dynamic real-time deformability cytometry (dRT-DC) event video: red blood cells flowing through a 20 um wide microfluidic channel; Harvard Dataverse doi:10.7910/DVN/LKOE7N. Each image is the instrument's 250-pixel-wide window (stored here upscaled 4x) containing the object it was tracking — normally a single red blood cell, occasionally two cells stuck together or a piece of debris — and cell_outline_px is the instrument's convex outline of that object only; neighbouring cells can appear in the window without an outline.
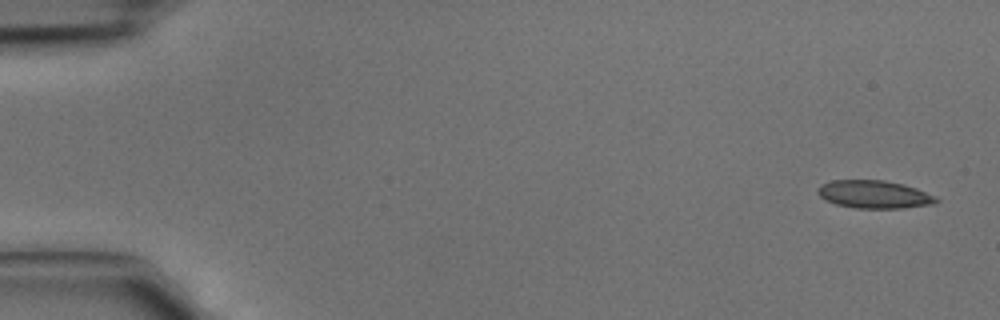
{"species": "common noctule bat (a hibernating species)", "species_latin": "Nyctalus noctula", "temperature_condition": "cold", "stored_images_in_passage": 4, "camera_frame_rate_fps": 3000, "um_per_image_px": 0.085, "animal": {"sex": "male", "body_mass_g": 15.6}, "frame": {"image": 1, "passage_image": 1, "time_ms": 0.0, "image_size_px": [1000, 320], "cell_outline_px": [[940, 200], [932, 204], [904, 208], [856, 208], [836, 204], [820, 196], [816, 192], [816, 188], [820, 184], [832, 180], [884, 180], [904, 184], [916, 188], [936, 196]], "centroid_in_image_um": [74.3, 16.51], "position_along_channel_um": 10.7, "area_um2": 19.31}}
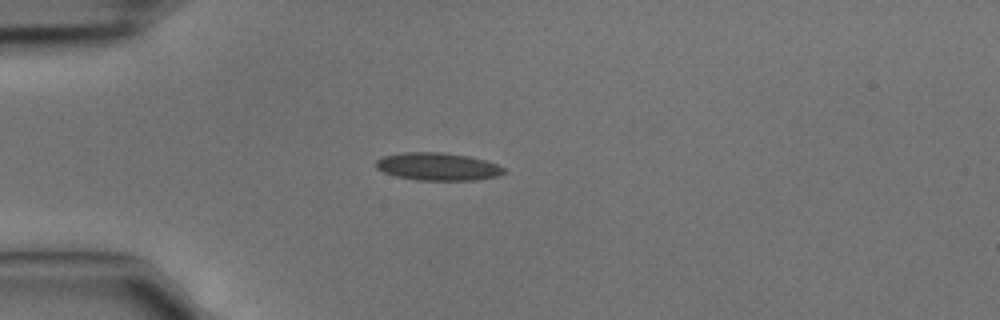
{"frame": {"image": 2, "passage_image": 4, "time_ms": 1.0, "image_size_px": [1000, 320], "cell_outline_px": [[508, 172], [496, 176], [476, 180], [416, 180], [396, 176], [384, 172], [376, 168], [376, 160], [380, 156], [400, 152], [444, 152], [468, 156], [484, 160], [496, 164], [504, 168]], "centroid_in_image_um": [37.18, 14.15], "position_along_channel_um": 47.8, "area_um2": 20.81}}